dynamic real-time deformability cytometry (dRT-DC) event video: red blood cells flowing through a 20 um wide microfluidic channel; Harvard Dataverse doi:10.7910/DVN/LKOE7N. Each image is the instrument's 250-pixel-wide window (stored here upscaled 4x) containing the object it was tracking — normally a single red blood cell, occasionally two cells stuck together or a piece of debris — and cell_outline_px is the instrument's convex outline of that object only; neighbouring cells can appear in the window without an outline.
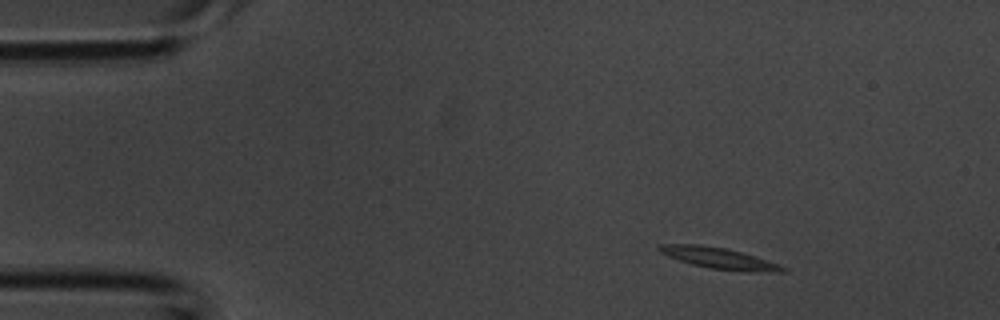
{"species": "common noctule bat (a hibernating species)", "species_latin": "Nyctalus noctula", "temperature_condition": "room temperature", "stored_images_in_passage": 3, "camera_frame_rate_fps": 3000, "um_per_image_px": 0.085, "animal": {"sex": "male", "body_mass_g": 20.1, "forearm_length_mm": 53.5}, "frame": {"image": 1, "passage_image": 1, "time_ms": 0.0, "image_size_px": [1000, 320], "cell_outline_px": [[788, 272], [748, 272], [712, 268], [692, 264], [668, 256], [660, 252], [656, 248], [656, 244], [700, 244], [728, 248], [756, 256], [788, 268]], "centroid_in_image_um": [61.14, 21.94], "position_along_channel_um": 23.9, "area_um2": 15.37}}
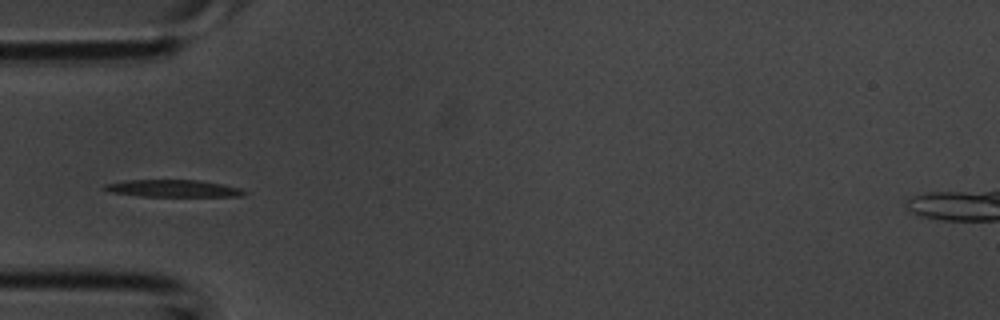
{"frame": {"image": 2, "passage_image": 3, "time_ms": 0.667, "image_size_px": [1000, 320], "cell_outline_px": [[248, 192], [244, 196], [140, 196], [108, 192], [100, 188], [104, 184], [128, 180], [196, 180], [224, 184], [240, 188]], "centroid_in_image_um": [14.68, 16.01], "position_along_channel_um": 70.3, "area_um2": 14.05}}